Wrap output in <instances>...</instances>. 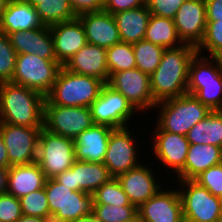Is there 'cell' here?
Instances as JSON below:
<instances>
[{"mask_svg": "<svg viewBox=\"0 0 222 222\" xmlns=\"http://www.w3.org/2000/svg\"><path fill=\"white\" fill-rule=\"evenodd\" d=\"M45 96L13 82L0 83V122L43 127Z\"/></svg>", "mask_w": 222, "mask_h": 222, "instance_id": "2", "label": "cell"}, {"mask_svg": "<svg viewBox=\"0 0 222 222\" xmlns=\"http://www.w3.org/2000/svg\"><path fill=\"white\" fill-rule=\"evenodd\" d=\"M194 181L208 189L214 196L220 197L222 195V163L208 168Z\"/></svg>", "mask_w": 222, "mask_h": 222, "instance_id": "39", "label": "cell"}, {"mask_svg": "<svg viewBox=\"0 0 222 222\" xmlns=\"http://www.w3.org/2000/svg\"><path fill=\"white\" fill-rule=\"evenodd\" d=\"M36 8L44 26H52L77 18L69 0H25Z\"/></svg>", "mask_w": 222, "mask_h": 222, "instance_id": "31", "label": "cell"}, {"mask_svg": "<svg viewBox=\"0 0 222 222\" xmlns=\"http://www.w3.org/2000/svg\"><path fill=\"white\" fill-rule=\"evenodd\" d=\"M22 215L51 218L44 187L19 198Z\"/></svg>", "mask_w": 222, "mask_h": 222, "instance_id": "37", "label": "cell"}, {"mask_svg": "<svg viewBox=\"0 0 222 222\" xmlns=\"http://www.w3.org/2000/svg\"><path fill=\"white\" fill-rule=\"evenodd\" d=\"M196 50L204 56L222 57V19L207 21L204 37Z\"/></svg>", "mask_w": 222, "mask_h": 222, "instance_id": "35", "label": "cell"}, {"mask_svg": "<svg viewBox=\"0 0 222 222\" xmlns=\"http://www.w3.org/2000/svg\"><path fill=\"white\" fill-rule=\"evenodd\" d=\"M10 167L7 148L0 134V168L8 169Z\"/></svg>", "mask_w": 222, "mask_h": 222, "instance_id": "45", "label": "cell"}, {"mask_svg": "<svg viewBox=\"0 0 222 222\" xmlns=\"http://www.w3.org/2000/svg\"><path fill=\"white\" fill-rule=\"evenodd\" d=\"M36 162L47 179L70 169L75 162L74 140L42 128L38 138Z\"/></svg>", "mask_w": 222, "mask_h": 222, "instance_id": "8", "label": "cell"}, {"mask_svg": "<svg viewBox=\"0 0 222 222\" xmlns=\"http://www.w3.org/2000/svg\"><path fill=\"white\" fill-rule=\"evenodd\" d=\"M154 109H158L155 121L161 130L185 136L196 123L211 112L206 105L189 93L160 101Z\"/></svg>", "mask_w": 222, "mask_h": 222, "instance_id": "5", "label": "cell"}, {"mask_svg": "<svg viewBox=\"0 0 222 222\" xmlns=\"http://www.w3.org/2000/svg\"><path fill=\"white\" fill-rule=\"evenodd\" d=\"M146 163L142 162L136 168L116 177L130 202L137 208L165 186V184L162 185L164 182L160 181L162 178H159V175L157 177L158 171L150 168Z\"/></svg>", "mask_w": 222, "mask_h": 222, "instance_id": "18", "label": "cell"}, {"mask_svg": "<svg viewBox=\"0 0 222 222\" xmlns=\"http://www.w3.org/2000/svg\"><path fill=\"white\" fill-rule=\"evenodd\" d=\"M8 1L9 0H0V19H1L2 13L6 9V5H7Z\"/></svg>", "mask_w": 222, "mask_h": 222, "instance_id": "49", "label": "cell"}, {"mask_svg": "<svg viewBox=\"0 0 222 222\" xmlns=\"http://www.w3.org/2000/svg\"><path fill=\"white\" fill-rule=\"evenodd\" d=\"M93 201L94 204H111L114 206L134 205L115 177H112L93 193Z\"/></svg>", "mask_w": 222, "mask_h": 222, "instance_id": "34", "label": "cell"}, {"mask_svg": "<svg viewBox=\"0 0 222 222\" xmlns=\"http://www.w3.org/2000/svg\"><path fill=\"white\" fill-rule=\"evenodd\" d=\"M109 76L112 73L136 68L132 44L119 42L106 49Z\"/></svg>", "mask_w": 222, "mask_h": 222, "instance_id": "33", "label": "cell"}, {"mask_svg": "<svg viewBox=\"0 0 222 222\" xmlns=\"http://www.w3.org/2000/svg\"><path fill=\"white\" fill-rule=\"evenodd\" d=\"M114 129L110 126L94 124L75 139V160L103 163Z\"/></svg>", "mask_w": 222, "mask_h": 222, "instance_id": "24", "label": "cell"}, {"mask_svg": "<svg viewBox=\"0 0 222 222\" xmlns=\"http://www.w3.org/2000/svg\"><path fill=\"white\" fill-rule=\"evenodd\" d=\"M189 144H210L222 148V115L211 111L196 123L186 135Z\"/></svg>", "mask_w": 222, "mask_h": 222, "instance_id": "29", "label": "cell"}, {"mask_svg": "<svg viewBox=\"0 0 222 222\" xmlns=\"http://www.w3.org/2000/svg\"><path fill=\"white\" fill-rule=\"evenodd\" d=\"M17 222H54V221L52 220V218H40V217L22 215V217Z\"/></svg>", "mask_w": 222, "mask_h": 222, "instance_id": "47", "label": "cell"}, {"mask_svg": "<svg viewBox=\"0 0 222 222\" xmlns=\"http://www.w3.org/2000/svg\"><path fill=\"white\" fill-rule=\"evenodd\" d=\"M42 128L0 122V134L7 148L10 166L36 162L38 138Z\"/></svg>", "mask_w": 222, "mask_h": 222, "instance_id": "14", "label": "cell"}, {"mask_svg": "<svg viewBox=\"0 0 222 222\" xmlns=\"http://www.w3.org/2000/svg\"><path fill=\"white\" fill-rule=\"evenodd\" d=\"M94 124L90 107L44 105L43 128L51 133L74 140Z\"/></svg>", "mask_w": 222, "mask_h": 222, "instance_id": "13", "label": "cell"}, {"mask_svg": "<svg viewBox=\"0 0 222 222\" xmlns=\"http://www.w3.org/2000/svg\"><path fill=\"white\" fill-rule=\"evenodd\" d=\"M144 39L164 49L175 48L184 44L178 36L173 19L152 14Z\"/></svg>", "mask_w": 222, "mask_h": 222, "instance_id": "30", "label": "cell"}, {"mask_svg": "<svg viewBox=\"0 0 222 222\" xmlns=\"http://www.w3.org/2000/svg\"><path fill=\"white\" fill-rule=\"evenodd\" d=\"M128 128L130 127L114 129L109 137L103 164L107 167L110 175L115 178L130 169L136 168L142 163V159H145L139 156V152L142 155L143 151L141 150L144 149L137 147L139 146L136 140L137 136L135 137L131 131L132 129ZM139 158L140 161H138Z\"/></svg>", "mask_w": 222, "mask_h": 222, "instance_id": "11", "label": "cell"}, {"mask_svg": "<svg viewBox=\"0 0 222 222\" xmlns=\"http://www.w3.org/2000/svg\"><path fill=\"white\" fill-rule=\"evenodd\" d=\"M185 0H146L152 15L174 19L176 12Z\"/></svg>", "mask_w": 222, "mask_h": 222, "instance_id": "41", "label": "cell"}, {"mask_svg": "<svg viewBox=\"0 0 222 222\" xmlns=\"http://www.w3.org/2000/svg\"><path fill=\"white\" fill-rule=\"evenodd\" d=\"M222 163V148L210 144H189L183 171L176 180H194L208 168Z\"/></svg>", "mask_w": 222, "mask_h": 222, "instance_id": "27", "label": "cell"}, {"mask_svg": "<svg viewBox=\"0 0 222 222\" xmlns=\"http://www.w3.org/2000/svg\"><path fill=\"white\" fill-rule=\"evenodd\" d=\"M16 57L8 35L0 31V83L13 80Z\"/></svg>", "mask_w": 222, "mask_h": 222, "instance_id": "38", "label": "cell"}, {"mask_svg": "<svg viewBox=\"0 0 222 222\" xmlns=\"http://www.w3.org/2000/svg\"><path fill=\"white\" fill-rule=\"evenodd\" d=\"M44 189L54 222H71L93 213V194L73 191L54 178L46 180Z\"/></svg>", "mask_w": 222, "mask_h": 222, "instance_id": "6", "label": "cell"}, {"mask_svg": "<svg viewBox=\"0 0 222 222\" xmlns=\"http://www.w3.org/2000/svg\"><path fill=\"white\" fill-rule=\"evenodd\" d=\"M63 67L75 74L96 77L105 84L109 79L106 48L97 45L87 43Z\"/></svg>", "mask_w": 222, "mask_h": 222, "instance_id": "23", "label": "cell"}, {"mask_svg": "<svg viewBox=\"0 0 222 222\" xmlns=\"http://www.w3.org/2000/svg\"><path fill=\"white\" fill-rule=\"evenodd\" d=\"M174 187L161 188L137 208L141 222H184L182 202L178 188Z\"/></svg>", "mask_w": 222, "mask_h": 222, "instance_id": "17", "label": "cell"}, {"mask_svg": "<svg viewBox=\"0 0 222 222\" xmlns=\"http://www.w3.org/2000/svg\"><path fill=\"white\" fill-rule=\"evenodd\" d=\"M221 208H222V195L219 197Z\"/></svg>", "mask_w": 222, "mask_h": 222, "instance_id": "52", "label": "cell"}, {"mask_svg": "<svg viewBox=\"0 0 222 222\" xmlns=\"http://www.w3.org/2000/svg\"><path fill=\"white\" fill-rule=\"evenodd\" d=\"M130 222H141L139 217L137 216L134 220L130 221Z\"/></svg>", "mask_w": 222, "mask_h": 222, "instance_id": "50", "label": "cell"}, {"mask_svg": "<svg viewBox=\"0 0 222 222\" xmlns=\"http://www.w3.org/2000/svg\"><path fill=\"white\" fill-rule=\"evenodd\" d=\"M93 214L100 222H130L138 216L135 205L94 204Z\"/></svg>", "mask_w": 222, "mask_h": 222, "instance_id": "36", "label": "cell"}, {"mask_svg": "<svg viewBox=\"0 0 222 222\" xmlns=\"http://www.w3.org/2000/svg\"><path fill=\"white\" fill-rule=\"evenodd\" d=\"M111 178L112 176L103 163L79 160H75L70 169L54 177L57 182L73 191H81L88 194H93Z\"/></svg>", "mask_w": 222, "mask_h": 222, "instance_id": "16", "label": "cell"}, {"mask_svg": "<svg viewBox=\"0 0 222 222\" xmlns=\"http://www.w3.org/2000/svg\"><path fill=\"white\" fill-rule=\"evenodd\" d=\"M217 111L222 115V104H221V106L217 109Z\"/></svg>", "mask_w": 222, "mask_h": 222, "instance_id": "51", "label": "cell"}, {"mask_svg": "<svg viewBox=\"0 0 222 222\" xmlns=\"http://www.w3.org/2000/svg\"><path fill=\"white\" fill-rule=\"evenodd\" d=\"M42 26L36 8L25 0H9L0 19V31L6 35Z\"/></svg>", "mask_w": 222, "mask_h": 222, "instance_id": "26", "label": "cell"}, {"mask_svg": "<svg viewBox=\"0 0 222 222\" xmlns=\"http://www.w3.org/2000/svg\"><path fill=\"white\" fill-rule=\"evenodd\" d=\"M90 110L95 124L110 126L113 129L131 127L133 115L138 114L121 93L107 84L102 87L98 98L90 105Z\"/></svg>", "mask_w": 222, "mask_h": 222, "instance_id": "10", "label": "cell"}, {"mask_svg": "<svg viewBox=\"0 0 222 222\" xmlns=\"http://www.w3.org/2000/svg\"><path fill=\"white\" fill-rule=\"evenodd\" d=\"M21 217L19 198L7 192L0 194V222H17Z\"/></svg>", "mask_w": 222, "mask_h": 222, "instance_id": "40", "label": "cell"}, {"mask_svg": "<svg viewBox=\"0 0 222 222\" xmlns=\"http://www.w3.org/2000/svg\"><path fill=\"white\" fill-rule=\"evenodd\" d=\"M196 47L183 44L166 48L156 70L150 75V88L156 103L187 93L188 73Z\"/></svg>", "mask_w": 222, "mask_h": 222, "instance_id": "1", "label": "cell"}, {"mask_svg": "<svg viewBox=\"0 0 222 222\" xmlns=\"http://www.w3.org/2000/svg\"><path fill=\"white\" fill-rule=\"evenodd\" d=\"M121 42L135 44L144 39L151 13L147 5L113 14Z\"/></svg>", "mask_w": 222, "mask_h": 222, "instance_id": "28", "label": "cell"}, {"mask_svg": "<svg viewBox=\"0 0 222 222\" xmlns=\"http://www.w3.org/2000/svg\"><path fill=\"white\" fill-rule=\"evenodd\" d=\"M146 5V0H104V11L115 14Z\"/></svg>", "mask_w": 222, "mask_h": 222, "instance_id": "42", "label": "cell"}, {"mask_svg": "<svg viewBox=\"0 0 222 222\" xmlns=\"http://www.w3.org/2000/svg\"><path fill=\"white\" fill-rule=\"evenodd\" d=\"M187 93L194 95L211 111L222 104V57L196 53L191 59Z\"/></svg>", "mask_w": 222, "mask_h": 222, "instance_id": "3", "label": "cell"}, {"mask_svg": "<svg viewBox=\"0 0 222 222\" xmlns=\"http://www.w3.org/2000/svg\"><path fill=\"white\" fill-rule=\"evenodd\" d=\"M7 190V169L0 168V194Z\"/></svg>", "mask_w": 222, "mask_h": 222, "instance_id": "46", "label": "cell"}, {"mask_svg": "<svg viewBox=\"0 0 222 222\" xmlns=\"http://www.w3.org/2000/svg\"><path fill=\"white\" fill-rule=\"evenodd\" d=\"M182 202L184 222H216L222 219L219 197L194 180H175ZM183 188V189H182Z\"/></svg>", "mask_w": 222, "mask_h": 222, "instance_id": "7", "label": "cell"}, {"mask_svg": "<svg viewBox=\"0 0 222 222\" xmlns=\"http://www.w3.org/2000/svg\"><path fill=\"white\" fill-rule=\"evenodd\" d=\"M104 85L96 77L75 74L62 66L44 105L90 107Z\"/></svg>", "mask_w": 222, "mask_h": 222, "instance_id": "4", "label": "cell"}, {"mask_svg": "<svg viewBox=\"0 0 222 222\" xmlns=\"http://www.w3.org/2000/svg\"><path fill=\"white\" fill-rule=\"evenodd\" d=\"M8 37L17 55L35 54L46 60H56L49 26L43 25L33 30L15 31Z\"/></svg>", "mask_w": 222, "mask_h": 222, "instance_id": "22", "label": "cell"}, {"mask_svg": "<svg viewBox=\"0 0 222 222\" xmlns=\"http://www.w3.org/2000/svg\"><path fill=\"white\" fill-rule=\"evenodd\" d=\"M71 222H100V221L96 218V216L93 213H91L86 216H82L76 220H73Z\"/></svg>", "mask_w": 222, "mask_h": 222, "instance_id": "48", "label": "cell"}, {"mask_svg": "<svg viewBox=\"0 0 222 222\" xmlns=\"http://www.w3.org/2000/svg\"><path fill=\"white\" fill-rule=\"evenodd\" d=\"M207 21L222 19V0H205Z\"/></svg>", "mask_w": 222, "mask_h": 222, "instance_id": "44", "label": "cell"}, {"mask_svg": "<svg viewBox=\"0 0 222 222\" xmlns=\"http://www.w3.org/2000/svg\"><path fill=\"white\" fill-rule=\"evenodd\" d=\"M57 62L64 66L88 42L80 19L64 21L50 26Z\"/></svg>", "mask_w": 222, "mask_h": 222, "instance_id": "20", "label": "cell"}, {"mask_svg": "<svg viewBox=\"0 0 222 222\" xmlns=\"http://www.w3.org/2000/svg\"><path fill=\"white\" fill-rule=\"evenodd\" d=\"M69 2L77 17L104 10V0H69Z\"/></svg>", "mask_w": 222, "mask_h": 222, "instance_id": "43", "label": "cell"}, {"mask_svg": "<svg viewBox=\"0 0 222 222\" xmlns=\"http://www.w3.org/2000/svg\"><path fill=\"white\" fill-rule=\"evenodd\" d=\"M136 60V68L151 75L161 62L164 48L145 39L132 44Z\"/></svg>", "mask_w": 222, "mask_h": 222, "instance_id": "32", "label": "cell"}, {"mask_svg": "<svg viewBox=\"0 0 222 222\" xmlns=\"http://www.w3.org/2000/svg\"><path fill=\"white\" fill-rule=\"evenodd\" d=\"M84 26L87 42L109 48L121 42L119 30L112 14L103 11L78 16Z\"/></svg>", "mask_w": 222, "mask_h": 222, "instance_id": "21", "label": "cell"}, {"mask_svg": "<svg viewBox=\"0 0 222 222\" xmlns=\"http://www.w3.org/2000/svg\"><path fill=\"white\" fill-rule=\"evenodd\" d=\"M153 127V132L150 134L152 135L150 148L155 158L153 156L151 160H158L159 165L162 163L161 166L171 171L174 179L184 169L189 141L185 135L163 131L157 125Z\"/></svg>", "mask_w": 222, "mask_h": 222, "instance_id": "15", "label": "cell"}, {"mask_svg": "<svg viewBox=\"0 0 222 222\" xmlns=\"http://www.w3.org/2000/svg\"><path fill=\"white\" fill-rule=\"evenodd\" d=\"M46 176L37 162L27 165L10 166L7 169L6 192L20 198L31 192L42 189Z\"/></svg>", "mask_w": 222, "mask_h": 222, "instance_id": "25", "label": "cell"}, {"mask_svg": "<svg viewBox=\"0 0 222 222\" xmlns=\"http://www.w3.org/2000/svg\"><path fill=\"white\" fill-rule=\"evenodd\" d=\"M173 20L181 41L197 47L202 41L206 29L205 0H185Z\"/></svg>", "mask_w": 222, "mask_h": 222, "instance_id": "19", "label": "cell"}, {"mask_svg": "<svg viewBox=\"0 0 222 222\" xmlns=\"http://www.w3.org/2000/svg\"><path fill=\"white\" fill-rule=\"evenodd\" d=\"M107 85L121 93L140 112L138 118L141 117V113L144 114V112L148 111L150 114L152 110L154 112L153 108L157 103L152 96L150 76L139 69L133 68L112 73L109 76Z\"/></svg>", "mask_w": 222, "mask_h": 222, "instance_id": "12", "label": "cell"}, {"mask_svg": "<svg viewBox=\"0 0 222 222\" xmlns=\"http://www.w3.org/2000/svg\"><path fill=\"white\" fill-rule=\"evenodd\" d=\"M57 60H46L35 54H19L11 82L40 92L46 96L61 69Z\"/></svg>", "mask_w": 222, "mask_h": 222, "instance_id": "9", "label": "cell"}]
</instances>
